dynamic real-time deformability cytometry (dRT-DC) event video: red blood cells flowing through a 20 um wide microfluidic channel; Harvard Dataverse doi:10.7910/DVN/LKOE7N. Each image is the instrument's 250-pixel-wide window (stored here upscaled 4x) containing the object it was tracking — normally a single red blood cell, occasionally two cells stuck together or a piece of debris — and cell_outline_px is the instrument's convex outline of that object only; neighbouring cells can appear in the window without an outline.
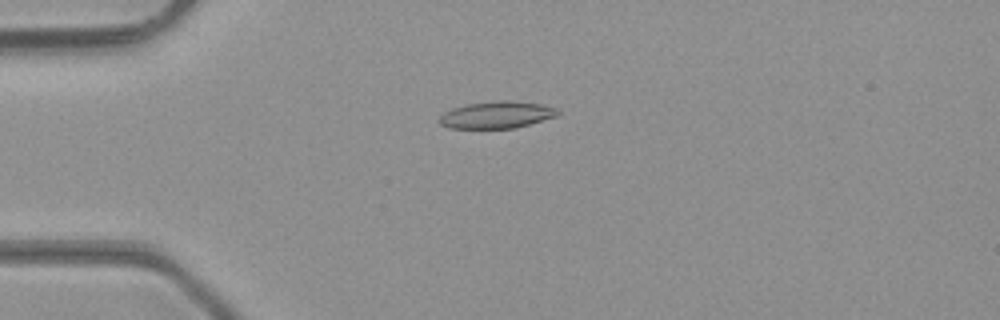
{"species": "common noctule bat (a hibernating species)", "species_latin": "Nyctalus noctula", "temperature_condition": "room temperature", "stored_images_in_passage": 48, "camera_frame_rate_fps": 3000, "um_per_image_px": 0.085, "animal": {"sex": "male", "body_mass_g": 23.1, "forearm_length_mm": 52.7}, "frame": {"image": 1, "passage_image": 13, "time_ms": 4.0, "image_size_px": [1000, 320], "cell_outline_px": [[560, 112], [556, 116], [516, 128], [448, 128], [440, 124], [436, 120], [444, 112], [452, 108], [464, 104], [496, 100], [508, 100], [540, 104], [556, 108]], "centroid_in_image_um": [42.16, 9.76], "position_along_channel_um": 42.8, "area_um2": 18.73}}
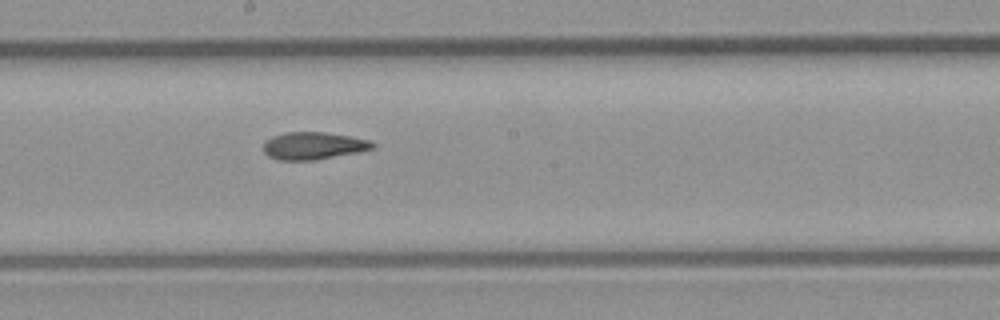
{"frame": {"image": 2, "passage_image": 27, "time_ms": 8.667, "image_size_px": [1000, 320], "cell_outline_px": [[376, 148], [316, 160], [280, 160], [268, 156], [264, 152], [264, 140], [272, 136], [284, 132], [324, 132], [372, 140], [376, 144]], "centroid_in_image_um": [26.64, 12.38], "position_along_channel_um": 221.6, "area_um2": 17.51}}
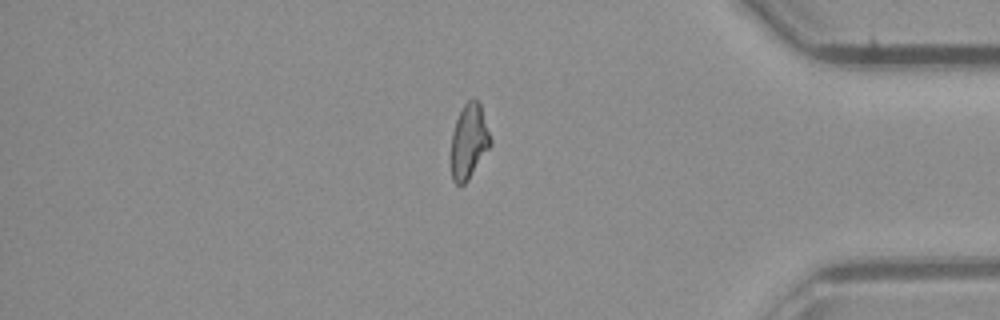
{"frame": {"image": 3, "passage_image": 41, "time_ms": 13.333, "image_size_px": [1000, 320], "cell_outline_px": [[492, 144], [468, 180], [464, 184], [456, 184], [452, 180], [452, 132], [456, 120], [464, 104], [468, 100], [476, 100], [480, 104], [492, 140]], "centroid_in_image_um": [39.87, 12.03], "position_along_channel_um": 395.3, "area_um2": 16.88}, "authors_computed_cell_mechanics": {"area_um2": 17.8024, "velocity_mm_per_s": 4.3513, "shape_relaxation_time_tau1_ms": null, "shape_relaxation_time_tau2_ms": 3.8361, "deformation_change_tau1": null, "deformation_change_tau2": 0.1228}}